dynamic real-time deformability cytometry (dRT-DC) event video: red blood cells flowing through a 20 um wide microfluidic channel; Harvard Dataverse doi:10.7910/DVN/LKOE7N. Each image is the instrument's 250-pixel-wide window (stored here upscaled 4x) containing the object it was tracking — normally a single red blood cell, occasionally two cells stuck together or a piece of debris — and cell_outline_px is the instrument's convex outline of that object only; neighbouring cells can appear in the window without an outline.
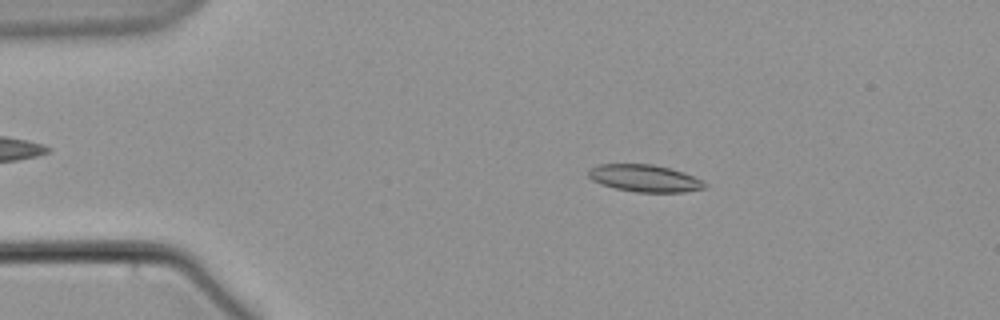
{"species": "common noctule bat (a hibernating species)", "species_latin": "Nyctalus noctula", "temperature_condition": "warm", "stored_images_in_passage": 6, "camera_frame_rate_fps": 3000, "um_per_image_px": 0.085, "animal": {"sex": "male", "body_mass_g": 21.5, "forearm_length_mm": 52.0}, "frame": {"image": 1, "passage_image": 3, "time_ms": 2.333, "image_size_px": [1000, 320], "cell_outline_px": [[708, 188], [684, 192], [636, 192], [616, 188], [600, 184], [592, 180], [588, 176], [588, 168], [600, 164], [652, 164], [684, 172], [704, 180], [708, 184]], "centroid_in_image_um": [54.83, 15.15], "position_along_channel_um": 30.2, "area_um2": 18.61}}
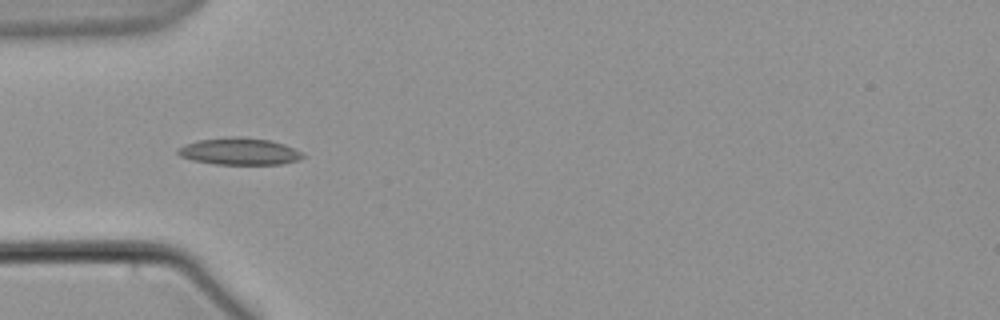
{"frame": {"image": 2, "passage_image": 5, "time_ms": 5.0, "image_size_px": [1000, 320], "cell_outline_px": [[304, 156], [296, 160], [280, 164], [216, 164], [192, 160], [180, 156], [176, 152], [184, 144], [200, 140], [232, 136], [240, 136], [268, 140], [284, 144], [300, 152]], "centroid_in_image_um": [20.3, 12.86], "position_along_channel_um": 64.7, "area_um2": 19.31}}
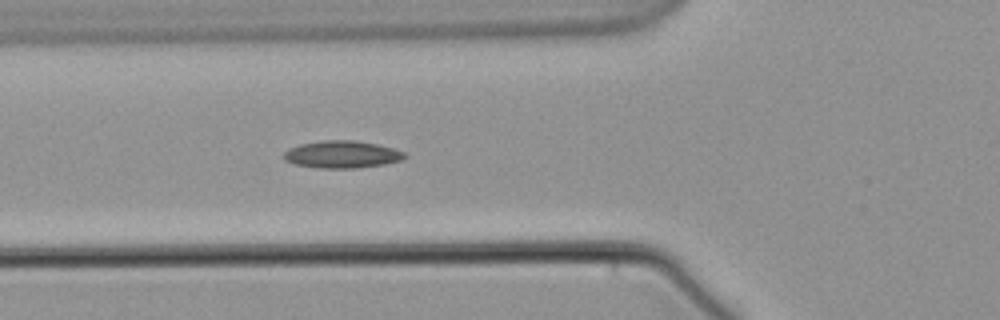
{"frame": {"image": 3, "passage_image": 6, "time_ms": 6.0, "image_size_px": [1000, 320], "cell_outline_px": [[408, 156], [400, 160], [384, 164], [356, 168], [320, 168], [296, 164], [284, 160], [284, 152], [288, 148], [300, 144], [324, 140], [356, 140], [376, 144], [392, 148], [404, 152]], "centroid_in_image_um": [29.06, 13.12], "position_along_channel_um": 96.7, "area_um2": 19.13}}